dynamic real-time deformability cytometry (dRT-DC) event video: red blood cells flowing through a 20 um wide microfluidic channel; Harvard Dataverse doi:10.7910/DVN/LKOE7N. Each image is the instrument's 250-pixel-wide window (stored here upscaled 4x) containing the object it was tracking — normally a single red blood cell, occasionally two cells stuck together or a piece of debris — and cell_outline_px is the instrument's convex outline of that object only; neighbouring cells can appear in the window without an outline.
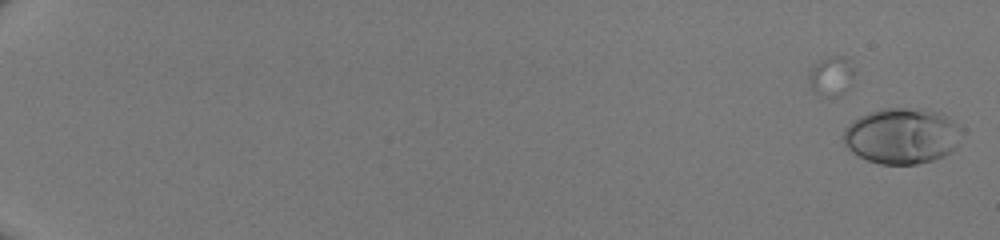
{"species": "human", "species_latin": "Homo sapiens", "temperature_condition": "room temperature", "stored_images_in_passage": 29, "camera_frame_rate_fps": 3000, "um_per_image_px": 0.085, "donor": {"sex": "male"}, "frame": {"image": 1, "passage_image": 1, "time_ms": 0.0, "image_size_px": [1000, 240], "cell_outline_px": [[956, 124], [952, 148], [944, 156], [932, 160], [916, 164], [880, 164], [868, 160], [852, 152], [844, 144], [844, 128], [860, 116], [880, 108], [908, 108], [936, 112], [952, 120]], "centroid_in_image_um": [76.53, 11.56], "position_along_channel_um": 8.5, "area_um2": 37.11}}
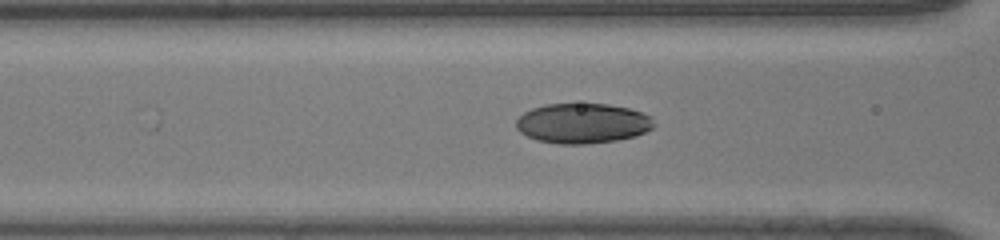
{"frame": {"image": 2, "passage_image": 25, "time_ms": 8.0, "image_size_px": [1000, 240], "cell_outline_px": [[656, 124], [652, 128], [636, 136], [616, 140], [588, 144], [556, 144], [536, 140], [520, 132], [516, 128], [516, 120], [524, 112], [532, 108], [544, 104], [608, 104], [628, 108], [652, 116]], "centroid_in_image_um": [49.52, 10.49], "position_along_channel_um": 117.1, "area_um2": 32.31}}
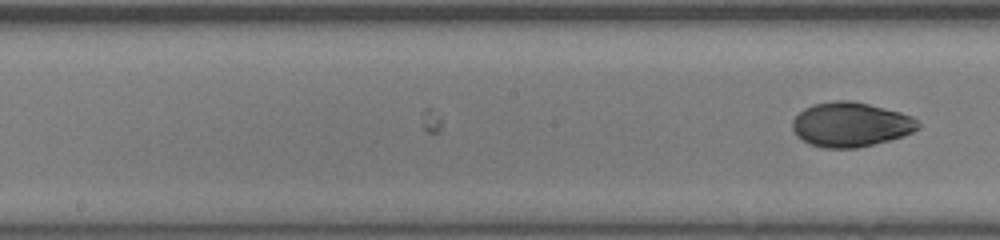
{"frame": {"image": 3, "passage_image": 29, "time_ms": 9.333, "image_size_px": [1000, 240], "cell_outline_px": [[920, 128], [904, 136], [856, 148], [824, 148], [812, 144], [796, 136], [792, 128], [792, 120], [804, 108], [812, 104], [836, 100], [852, 100], [900, 112], [912, 116], [920, 124]], "centroid_in_image_um": [72.3, 10.57], "position_along_channel_um": 175.9, "area_um2": 32.54}}